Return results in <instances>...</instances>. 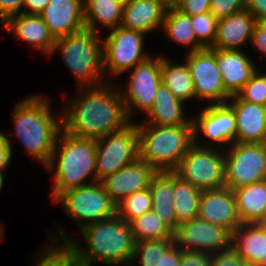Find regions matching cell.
<instances>
[{
  "mask_svg": "<svg viewBox=\"0 0 266 266\" xmlns=\"http://www.w3.org/2000/svg\"><path fill=\"white\" fill-rule=\"evenodd\" d=\"M215 60L221 71L223 86L230 95H237L257 72V67L240 48L238 50L215 49Z\"/></svg>",
  "mask_w": 266,
  "mask_h": 266,
  "instance_id": "19",
  "label": "cell"
},
{
  "mask_svg": "<svg viewBox=\"0 0 266 266\" xmlns=\"http://www.w3.org/2000/svg\"><path fill=\"white\" fill-rule=\"evenodd\" d=\"M115 1L124 7V6H126L131 0H115Z\"/></svg>",
  "mask_w": 266,
  "mask_h": 266,
  "instance_id": "50",
  "label": "cell"
},
{
  "mask_svg": "<svg viewBox=\"0 0 266 266\" xmlns=\"http://www.w3.org/2000/svg\"><path fill=\"white\" fill-rule=\"evenodd\" d=\"M257 224L266 232V215Z\"/></svg>",
  "mask_w": 266,
  "mask_h": 266,
  "instance_id": "49",
  "label": "cell"
},
{
  "mask_svg": "<svg viewBox=\"0 0 266 266\" xmlns=\"http://www.w3.org/2000/svg\"><path fill=\"white\" fill-rule=\"evenodd\" d=\"M24 0H0V19L4 23L8 18L20 14ZM19 11V13H18Z\"/></svg>",
  "mask_w": 266,
  "mask_h": 266,
  "instance_id": "43",
  "label": "cell"
},
{
  "mask_svg": "<svg viewBox=\"0 0 266 266\" xmlns=\"http://www.w3.org/2000/svg\"><path fill=\"white\" fill-rule=\"evenodd\" d=\"M149 211H152V197L149 187L134 192L116 205V214L127 223Z\"/></svg>",
  "mask_w": 266,
  "mask_h": 266,
  "instance_id": "33",
  "label": "cell"
},
{
  "mask_svg": "<svg viewBox=\"0 0 266 266\" xmlns=\"http://www.w3.org/2000/svg\"><path fill=\"white\" fill-rule=\"evenodd\" d=\"M231 146L225 154V187L233 190L266 180V143L235 142Z\"/></svg>",
  "mask_w": 266,
  "mask_h": 266,
  "instance_id": "11",
  "label": "cell"
},
{
  "mask_svg": "<svg viewBox=\"0 0 266 266\" xmlns=\"http://www.w3.org/2000/svg\"><path fill=\"white\" fill-rule=\"evenodd\" d=\"M61 50L62 58L76 76L80 87H97L104 78L103 42L96 32H81L56 39L52 53Z\"/></svg>",
  "mask_w": 266,
  "mask_h": 266,
  "instance_id": "6",
  "label": "cell"
},
{
  "mask_svg": "<svg viewBox=\"0 0 266 266\" xmlns=\"http://www.w3.org/2000/svg\"><path fill=\"white\" fill-rule=\"evenodd\" d=\"M250 43L260 51V54L266 56V21L256 22Z\"/></svg>",
  "mask_w": 266,
  "mask_h": 266,
  "instance_id": "42",
  "label": "cell"
},
{
  "mask_svg": "<svg viewBox=\"0 0 266 266\" xmlns=\"http://www.w3.org/2000/svg\"><path fill=\"white\" fill-rule=\"evenodd\" d=\"M215 254V255H214ZM245 261L232 248L211 254V266H245Z\"/></svg>",
  "mask_w": 266,
  "mask_h": 266,
  "instance_id": "39",
  "label": "cell"
},
{
  "mask_svg": "<svg viewBox=\"0 0 266 266\" xmlns=\"http://www.w3.org/2000/svg\"><path fill=\"white\" fill-rule=\"evenodd\" d=\"M242 223H258L266 215V180L233 189Z\"/></svg>",
  "mask_w": 266,
  "mask_h": 266,
  "instance_id": "27",
  "label": "cell"
},
{
  "mask_svg": "<svg viewBox=\"0 0 266 266\" xmlns=\"http://www.w3.org/2000/svg\"><path fill=\"white\" fill-rule=\"evenodd\" d=\"M210 12L217 19L245 9V0H210Z\"/></svg>",
  "mask_w": 266,
  "mask_h": 266,
  "instance_id": "38",
  "label": "cell"
},
{
  "mask_svg": "<svg viewBox=\"0 0 266 266\" xmlns=\"http://www.w3.org/2000/svg\"><path fill=\"white\" fill-rule=\"evenodd\" d=\"M161 83L167 86L174 96L183 102L196 98L194 82L186 62L175 64L162 56Z\"/></svg>",
  "mask_w": 266,
  "mask_h": 266,
  "instance_id": "30",
  "label": "cell"
},
{
  "mask_svg": "<svg viewBox=\"0 0 266 266\" xmlns=\"http://www.w3.org/2000/svg\"><path fill=\"white\" fill-rule=\"evenodd\" d=\"M39 15L55 39L85 29L83 0H49Z\"/></svg>",
  "mask_w": 266,
  "mask_h": 266,
  "instance_id": "18",
  "label": "cell"
},
{
  "mask_svg": "<svg viewBox=\"0 0 266 266\" xmlns=\"http://www.w3.org/2000/svg\"><path fill=\"white\" fill-rule=\"evenodd\" d=\"M231 247L247 265L266 266V232L257 223H242L231 234Z\"/></svg>",
  "mask_w": 266,
  "mask_h": 266,
  "instance_id": "23",
  "label": "cell"
},
{
  "mask_svg": "<svg viewBox=\"0 0 266 266\" xmlns=\"http://www.w3.org/2000/svg\"><path fill=\"white\" fill-rule=\"evenodd\" d=\"M145 34L123 28L111 29L103 42L104 76L124 73L147 60L150 55L143 53ZM133 67V68H132ZM107 72V73H106Z\"/></svg>",
  "mask_w": 266,
  "mask_h": 266,
  "instance_id": "10",
  "label": "cell"
},
{
  "mask_svg": "<svg viewBox=\"0 0 266 266\" xmlns=\"http://www.w3.org/2000/svg\"><path fill=\"white\" fill-rule=\"evenodd\" d=\"M10 140L0 132V173L8 167L12 155Z\"/></svg>",
  "mask_w": 266,
  "mask_h": 266,
  "instance_id": "44",
  "label": "cell"
},
{
  "mask_svg": "<svg viewBox=\"0 0 266 266\" xmlns=\"http://www.w3.org/2000/svg\"><path fill=\"white\" fill-rule=\"evenodd\" d=\"M174 244V238L136 242L132 261L140 257L141 266H161L162 256Z\"/></svg>",
  "mask_w": 266,
  "mask_h": 266,
  "instance_id": "34",
  "label": "cell"
},
{
  "mask_svg": "<svg viewBox=\"0 0 266 266\" xmlns=\"http://www.w3.org/2000/svg\"><path fill=\"white\" fill-rule=\"evenodd\" d=\"M123 6L115 0H83L85 29L96 32L98 23L108 30L121 26Z\"/></svg>",
  "mask_w": 266,
  "mask_h": 266,
  "instance_id": "28",
  "label": "cell"
},
{
  "mask_svg": "<svg viewBox=\"0 0 266 266\" xmlns=\"http://www.w3.org/2000/svg\"><path fill=\"white\" fill-rule=\"evenodd\" d=\"M182 249L174 244L163 256L161 266H180Z\"/></svg>",
  "mask_w": 266,
  "mask_h": 266,
  "instance_id": "46",
  "label": "cell"
},
{
  "mask_svg": "<svg viewBox=\"0 0 266 266\" xmlns=\"http://www.w3.org/2000/svg\"><path fill=\"white\" fill-rule=\"evenodd\" d=\"M180 266H211V254L182 250Z\"/></svg>",
  "mask_w": 266,
  "mask_h": 266,
  "instance_id": "41",
  "label": "cell"
},
{
  "mask_svg": "<svg viewBox=\"0 0 266 266\" xmlns=\"http://www.w3.org/2000/svg\"><path fill=\"white\" fill-rule=\"evenodd\" d=\"M167 9L151 0H131L123 7L121 27L143 34L163 26Z\"/></svg>",
  "mask_w": 266,
  "mask_h": 266,
  "instance_id": "24",
  "label": "cell"
},
{
  "mask_svg": "<svg viewBox=\"0 0 266 266\" xmlns=\"http://www.w3.org/2000/svg\"><path fill=\"white\" fill-rule=\"evenodd\" d=\"M3 26L7 27V30L15 35L14 37L32 44L33 48L45 52L46 56L52 54L56 39L40 15L20 13L8 18Z\"/></svg>",
  "mask_w": 266,
  "mask_h": 266,
  "instance_id": "21",
  "label": "cell"
},
{
  "mask_svg": "<svg viewBox=\"0 0 266 266\" xmlns=\"http://www.w3.org/2000/svg\"><path fill=\"white\" fill-rule=\"evenodd\" d=\"M191 22L197 41L204 48H211L216 39L218 19L206 12L191 16Z\"/></svg>",
  "mask_w": 266,
  "mask_h": 266,
  "instance_id": "35",
  "label": "cell"
},
{
  "mask_svg": "<svg viewBox=\"0 0 266 266\" xmlns=\"http://www.w3.org/2000/svg\"><path fill=\"white\" fill-rule=\"evenodd\" d=\"M161 61L162 56L152 58L150 56L144 62L134 67L127 89L121 92L126 113L129 119L137 110L147 113L153 106L156 92L161 84Z\"/></svg>",
  "mask_w": 266,
  "mask_h": 266,
  "instance_id": "12",
  "label": "cell"
},
{
  "mask_svg": "<svg viewBox=\"0 0 266 266\" xmlns=\"http://www.w3.org/2000/svg\"><path fill=\"white\" fill-rule=\"evenodd\" d=\"M163 32L175 43L189 46L188 53L201 50L204 47L197 41L192 27L191 16L185 15L175 7L166 11L163 21Z\"/></svg>",
  "mask_w": 266,
  "mask_h": 266,
  "instance_id": "31",
  "label": "cell"
},
{
  "mask_svg": "<svg viewBox=\"0 0 266 266\" xmlns=\"http://www.w3.org/2000/svg\"><path fill=\"white\" fill-rule=\"evenodd\" d=\"M61 241L74 252L76 261L91 266L96 260L106 265L132 263L136 241L130 223L122 220L117 214L110 218L84 226L80 232L88 244V250L82 249L78 242L71 240L61 228ZM132 266V265H130Z\"/></svg>",
  "mask_w": 266,
  "mask_h": 266,
  "instance_id": "2",
  "label": "cell"
},
{
  "mask_svg": "<svg viewBox=\"0 0 266 266\" xmlns=\"http://www.w3.org/2000/svg\"><path fill=\"white\" fill-rule=\"evenodd\" d=\"M183 103L174 96L167 86L161 83L157 89L153 106L146 113L150 117L147 124L153 126L193 124L192 119H186L182 113Z\"/></svg>",
  "mask_w": 266,
  "mask_h": 266,
  "instance_id": "25",
  "label": "cell"
},
{
  "mask_svg": "<svg viewBox=\"0 0 266 266\" xmlns=\"http://www.w3.org/2000/svg\"><path fill=\"white\" fill-rule=\"evenodd\" d=\"M151 1L158 2L159 4L164 6L167 10L175 7L177 2V0H151Z\"/></svg>",
  "mask_w": 266,
  "mask_h": 266,
  "instance_id": "48",
  "label": "cell"
},
{
  "mask_svg": "<svg viewBox=\"0 0 266 266\" xmlns=\"http://www.w3.org/2000/svg\"><path fill=\"white\" fill-rule=\"evenodd\" d=\"M139 159L158 172L174 171L194 145V126H153L137 124Z\"/></svg>",
  "mask_w": 266,
  "mask_h": 266,
  "instance_id": "5",
  "label": "cell"
},
{
  "mask_svg": "<svg viewBox=\"0 0 266 266\" xmlns=\"http://www.w3.org/2000/svg\"><path fill=\"white\" fill-rule=\"evenodd\" d=\"M194 126V141L199 132L210 141L217 144H233L236 142L237 123L232 106L223 104H209L199 113L198 118L192 119Z\"/></svg>",
  "mask_w": 266,
  "mask_h": 266,
  "instance_id": "15",
  "label": "cell"
},
{
  "mask_svg": "<svg viewBox=\"0 0 266 266\" xmlns=\"http://www.w3.org/2000/svg\"><path fill=\"white\" fill-rule=\"evenodd\" d=\"M3 173H0V190H1V188H2V186H3V183H4V179H3Z\"/></svg>",
  "mask_w": 266,
  "mask_h": 266,
  "instance_id": "51",
  "label": "cell"
},
{
  "mask_svg": "<svg viewBox=\"0 0 266 266\" xmlns=\"http://www.w3.org/2000/svg\"><path fill=\"white\" fill-rule=\"evenodd\" d=\"M256 22L246 9L218 19L216 39L211 48L238 50L239 46L250 41Z\"/></svg>",
  "mask_w": 266,
  "mask_h": 266,
  "instance_id": "22",
  "label": "cell"
},
{
  "mask_svg": "<svg viewBox=\"0 0 266 266\" xmlns=\"http://www.w3.org/2000/svg\"><path fill=\"white\" fill-rule=\"evenodd\" d=\"M82 88L62 112V131L76 138L99 139L128 125L120 89L110 85ZM119 90V91H118Z\"/></svg>",
  "mask_w": 266,
  "mask_h": 266,
  "instance_id": "1",
  "label": "cell"
},
{
  "mask_svg": "<svg viewBox=\"0 0 266 266\" xmlns=\"http://www.w3.org/2000/svg\"><path fill=\"white\" fill-rule=\"evenodd\" d=\"M96 178L101 181L139 158L137 123L96 139Z\"/></svg>",
  "mask_w": 266,
  "mask_h": 266,
  "instance_id": "9",
  "label": "cell"
},
{
  "mask_svg": "<svg viewBox=\"0 0 266 266\" xmlns=\"http://www.w3.org/2000/svg\"><path fill=\"white\" fill-rule=\"evenodd\" d=\"M157 172L153 166L138 158L100 182L111 200L117 205L134 192L148 188Z\"/></svg>",
  "mask_w": 266,
  "mask_h": 266,
  "instance_id": "17",
  "label": "cell"
},
{
  "mask_svg": "<svg viewBox=\"0 0 266 266\" xmlns=\"http://www.w3.org/2000/svg\"><path fill=\"white\" fill-rule=\"evenodd\" d=\"M198 218L225 228L232 234L242 224L233 190L223 187L202 191Z\"/></svg>",
  "mask_w": 266,
  "mask_h": 266,
  "instance_id": "16",
  "label": "cell"
},
{
  "mask_svg": "<svg viewBox=\"0 0 266 266\" xmlns=\"http://www.w3.org/2000/svg\"><path fill=\"white\" fill-rule=\"evenodd\" d=\"M186 62L194 82L196 98L209 100L211 104H223L230 100L225 91L220 69L215 60L214 48H203L187 53Z\"/></svg>",
  "mask_w": 266,
  "mask_h": 266,
  "instance_id": "13",
  "label": "cell"
},
{
  "mask_svg": "<svg viewBox=\"0 0 266 266\" xmlns=\"http://www.w3.org/2000/svg\"><path fill=\"white\" fill-rule=\"evenodd\" d=\"M201 192L173 172V207L178 225L198 217Z\"/></svg>",
  "mask_w": 266,
  "mask_h": 266,
  "instance_id": "29",
  "label": "cell"
},
{
  "mask_svg": "<svg viewBox=\"0 0 266 266\" xmlns=\"http://www.w3.org/2000/svg\"><path fill=\"white\" fill-rule=\"evenodd\" d=\"M48 3L49 0H24L23 7H25V9L21 13L39 15ZM26 9H29V11Z\"/></svg>",
  "mask_w": 266,
  "mask_h": 266,
  "instance_id": "47",
  "label": "cell"
},
{
  "mask_svg": "<svg viewBox=\"0 0 266 266\" xmlns=\"http://www.w3.org/2000/svg\"><path fill=\"white\" fill-rule=\"evenodd\" d=\"M174 241L182 250L212 254L231 247V233L197 217L178 225Z\"/></svg>",
  "mask_w": 266,
  "mask_h": 266,
  "instance_id": "14",
  "label": "cell"
},
{
  "mask_svg": "<svg viewBox=\"0 0 266 266\" xmlns=\"http://www.w3.org/2000/svg\"><path fill=\"white\" fill-rule=\"evenodd\" d=\"M212 147L208 144L202 146L194 141V145L187 151L173 172L201 191L225 187L224 150L221 153Z\"/></svg>",
  "mask_w": 266,
  "mask_h": 266,
  "instance_id": "7",
  "label": "cell"
},
{
  "mask_svg": "<svg viewBox=\"0 0 266 266\" xmlns=\"http://www.w3.org/2000/svg\"><path fill=\"white\" fill-rule=\"evenodd\" d=\"M0 227H1V226H0ZM2 233H3V230H2V228H0V241H1V239H2L1 237H3V236H2V235H3Z\"/></svg>",
  "mask_w": 266,
  "mask_h": 266,
  "instance_id": "54",
  "label": "cell"
},
{
  "mask_svg": "<svg viewBox=\"0 0 266 266\" xmlns=\"http://www.w3.org/2000/svg\"><path fill=\"white\" fill-rule=\"evenodd\" d=\"M50 104L47 98L34 95L18 102L12 114L15 135L24 144L27 153L45 166L62 131V114L56 118L52 116Z\"/></svg>",
  "mask_w": 266,
  "mask_h": 266,
  "instance_id": "3",
  "label": "cell"
},
{
  "mask_svg": "<svg viewBox=\"0 0 266 266\" xmlns=\"http://www.w3.org/2000/svg\"><path fill=\"white\" fill-rule=\"evenodd\" d=\"M54 245L46 246V251L42 252L37 262L38 266H71L76 261L74 252L67 244Z\"/></svg>",
  "mask_w": 266,
  "mask_h": 266,
  "instance_id": "36",
  "label": "cell"
},
{
  "mask_svg": "<svg viewBox=\"0 0 266 266\" xmlns=\"http://www.w3.org/2000/svg\"><path fill=\"white\" fill-rule=\"evenodd\" d=\"M71 266H88V265L81 264V263L75 261Z\"/></svg>",
  "mask_w": 266,
  "mask_h": 266,
  "instance_id": "52",
  "label": "cell"
},
{
  "mask_svg": "<svg viewBox=\"0 0 266 266\" xmlns=\"http://www.w3.org/2000/svg\"><path fill=\"white\" fill-rule=\"evenodd\" d=\"M263 119H264V123H265V126H266V105L264 106V116H263Z\"/></svg>",
  "mask_w": 266,
  "mask_h": 266,
  "instance_id": "53",
  "label": "cell"
},
{
  "mask_svg": "<svg viewBox=\"0 0 266 266\" xmlns=\"http://www.w3.org/2000/svg\"><path fill=\"white\" fill-rule=\"evenodd\" d=\"M237 96L250 103L261 106L266 105V74H260L258 71L242 87Z\"/></svg>",
  "mask_w": 266,
  "mask_h": 266,
  "instance_id": "37",
  "label": "cell"
},
{
  "mask_svg": "<svg viewBox=\"0 0 266 266\" xmlns=\"http://www.w3.org/2000/svg\"><path fill=\"white\" fill-rule=\"evenodd\" d=\"M90 183L65 191L54 200L55 203L60 202L65 207L67 215L80 222L77 225L81 229L116 214V204L101 182Z\"/></svg>",
  "mask_w": 266,
  "mask_h": 266,
  "instance_id": "8",
  "label": "cell"
},
{
  "mask_svg": "<svg viewBox=\"0 0 266 266\" xmlns=\"http://www.w3.org/2000/svg\"><path fill=\"white\" fill-rule=\"evenodd\" d=\"M210 0H177L175 8L181 13L194 16L210 12Z\"/></svg>",
  "mask_w": 266,
  "mask_h": 266,
  "instance_id": "40",
  "label": "cell"
},
{
  "mask_svg": "<svg viewBox=\"0 0 266 266\" xmlns=\"http://www.w3.org/2000/svg\"><path fill=\"white\" fill-rule=\"evenodd\" d=\"M96 150V139L76 138L64 131L60 132L54 151L45 167L51 172L56 169L53 202L65 191L88 185L85 183L88 176L93 177L92 183L97 182ZM55 164L57 168L54 167Z\"/></svg>",
  "mask_w": 266,
  "mask_h": 266,
  "instance_id": "4",
  "label": "cell"
},
{
  "mask_svg": "<svg viewBox=\"0 0 266 266\" xmlns=\"http://www.w3.org/2000/svg\"><path fill=\"white\" fill-rule=\"evenodd\" d=\"M245 9L249 11L257 21H266V0H245Z\"/></svg>",
  "mask_w": 266,
  "mask_h": 266,
  "instance_id": "45",
  "label": "cell"
},
{
  "mask_svg": "<svg viewBox=\"0 0 266 266\" xmlns=\"http://www.w3.org/2000/svg\"><path fill=\"white\" fill-rule=\"evenodd\" d=\"M149 190L152 211L175 231L178 222L173 207V171L157 172L151 180Z\"/></svg>",
  "mask_w": 266,
  "mask_h": 266,
  "instance_id": "26",
  "label": "cell"
},
{
  "mask_svg": "<svg viewBox=\"0 0 266 266\" xmlns=\"http://www.w3.org/2000/svg\"><path fill=\"white\" fill-rule=\"evenodd\" d=\"M230 99L237 123L236 143H266L264 106L243 101L237 95Z\"/></svg>",
  "mask_w": 266,
  "mask_h": 266,
  "instance_id": "20",
  "label": "cell"
},
{
  "mask_svg": "<svg viewBox=\"0 0 266 266\" xmlns=\"http://www.w3.org/2000/svg\"><path fill=\"white\" fill-rule=\"evenodd\" d=\"M130 226L136 242L174 238V231L153 211L135 218Z\"/></svg>",
  "mask_w": 266,
  "mask_h": 266,
  "instance_id": "32",
  "label": "cell"
}]
</instances>
